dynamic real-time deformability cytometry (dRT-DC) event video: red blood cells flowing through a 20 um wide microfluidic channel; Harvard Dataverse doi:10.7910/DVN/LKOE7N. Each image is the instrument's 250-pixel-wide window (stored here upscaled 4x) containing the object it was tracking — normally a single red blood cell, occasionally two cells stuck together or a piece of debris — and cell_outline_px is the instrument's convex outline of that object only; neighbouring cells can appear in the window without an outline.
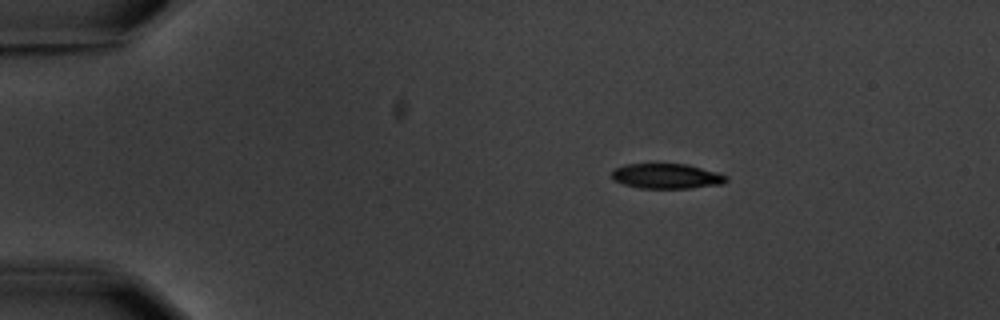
{"species": "common noctule bat (a hibernating species)", "species_latin": "Nyctalus noctula", "temperature_condition": "warm", "stored_images_in_passage": 4, "camera_frame_rate_fps": 3000, "um_per_image_px": 0.085, "animal": {"sex": "male", "body_mass_g": 20.1, "forearm_length_mm": 53.5}, "frame": {"image": 1, "passage_image": 1, "time_ms": 0.0, "image_size_px": [1000, 320], "cell_outline_px": [[728, 180], [724, 184], [688, 188], [640, 188], [624, 184], [612, 180], [612, 172], [616, 168], [624, 164], [688, 164], [720, 172], [728, 176]], "centroid_in_image_um": [56.71, 14.97], "position_along_channel_um": 28.3, "area_um2": 16.88}}
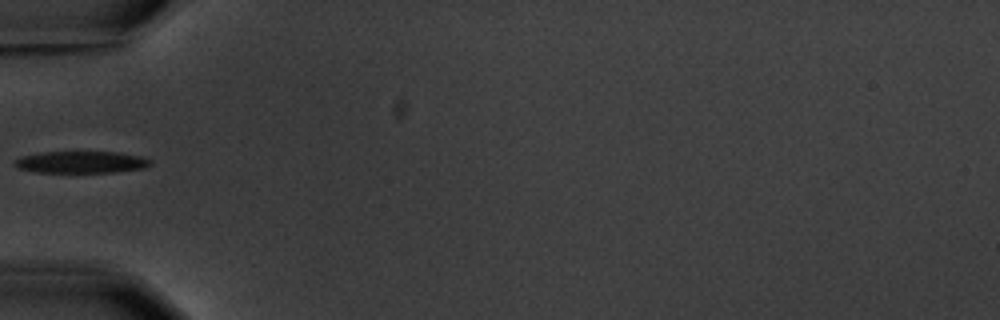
{"frame": {"image": 2, "passage_image": 4, "time_ms": 3.333, "image_size_px": [1000, 320], "cell_outline_px": [[152, 164], [144, 168], [116, 172], [36, 172], [20, 168], [12, 164], [20, 156], [44, 152], [116, 152], [140, 156], [152, 160]], "centroid_in_image_um": [6.92, 13.78], "position_along_channel_um": 78.1, "area_um2": 17.22}}